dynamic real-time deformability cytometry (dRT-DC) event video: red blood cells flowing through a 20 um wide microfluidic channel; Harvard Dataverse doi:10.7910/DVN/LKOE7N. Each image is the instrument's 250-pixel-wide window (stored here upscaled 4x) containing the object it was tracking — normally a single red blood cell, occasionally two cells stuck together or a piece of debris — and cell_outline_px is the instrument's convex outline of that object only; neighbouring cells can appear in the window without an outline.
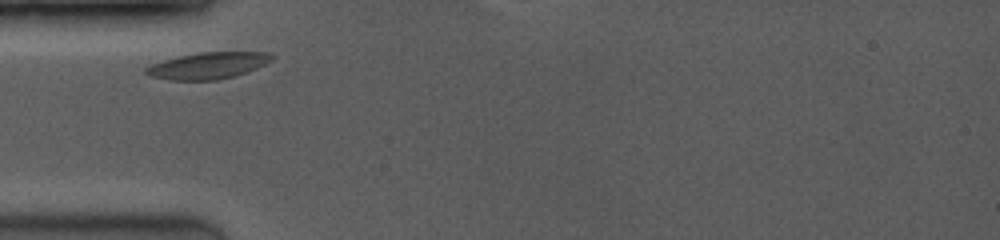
{"species": "common noctule bat (a hibernating species)", "species_latin": "Nyctalus noctula", "temperature_condition": "room temperature", "stored_images_in_passage": 41, "camera_frame_rate_fps": 3500, "um_per_image_px": 0.085, "animal": {"sex": "female", "body_mass_g": 19.0, "forearm_length_mm": 53.3}, "frame": {"image": 1, "passage_image": 1, "time_ms": 0.0, "image_size_px": [1000, 240], "cell_outline_px": [[276, 56], [272, 60], [256, 68], [236, 76], [216, 80], [172, 80], [148, 76], [144, 72], [144, 68], [152, 64], [164, 60], [180, 56], [200, 52], [272, 52]], "centroid_in_image_um": [17.7, 5.57], "position_along_channel_um": 67.3, "area_um2": 19.54}}
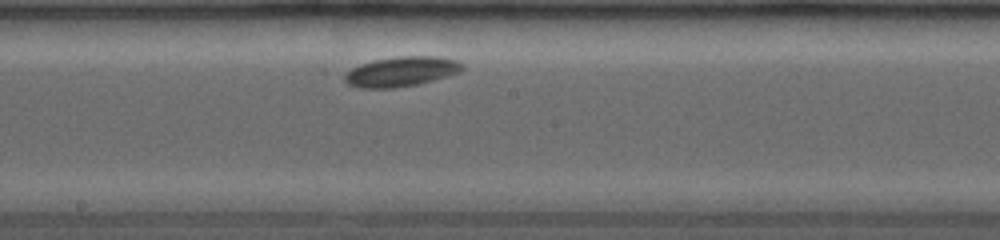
{"frame": {"image": 2, "passage_image": 19, "time_ms": 4.0, "image_size_px": [1000, 240], "cell_outline_px": [[464, 68], [460, 72], [432, 80], [416, 84], [396, 88], [356, 88], [348, 84], [344, 80], [344, 76], [352, 68], [360, 64], [376, 60], [400, 56], [440, 56], [456, 60], [464, 64]], "centroid_in_image_um": [34.12, 6.08], "position_along_channel_um": 214.1, "area_um2": 20.4}}
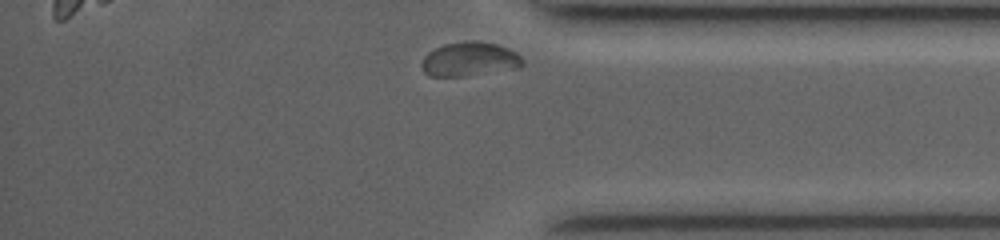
{"frame": {"image": 3, "passage_image": 41, "time_ms": 8.857, "image_size_px": [1000, 240], "cell_outline_px": [[524, 64], [520, 68], [468, 76], [428, 76], [424, 72], [420, 64], [424, 56], [428, 52], [444, 44], [464, 40], [476, 40], [496, 44], [508, 48], [516, 52], [524, 60]], "centroid_in_image_um": [39.93, 5.03], "position_along_channel_um": 395.3, "area_um2": 20.46}}